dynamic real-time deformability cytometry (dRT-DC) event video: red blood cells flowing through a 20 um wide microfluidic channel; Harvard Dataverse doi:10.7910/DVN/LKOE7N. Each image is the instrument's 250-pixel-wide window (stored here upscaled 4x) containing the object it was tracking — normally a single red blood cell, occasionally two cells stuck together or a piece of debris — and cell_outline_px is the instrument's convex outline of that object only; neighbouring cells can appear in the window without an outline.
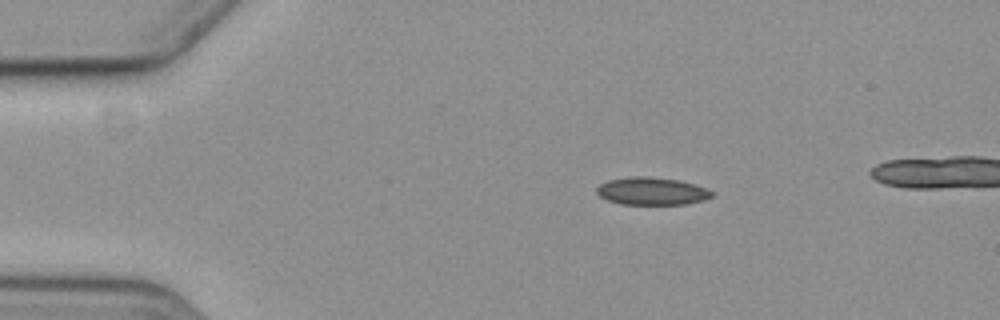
{"species": "common noctule bat (a hibernating species)", "species_latin": "Nyctalus noctula", "temperature_condition": "cold", "stored_images_in_passage": 4, "camera_frame_rate_fps": 3000, "um_per_image_px": 0.085, "animal": {"sex": "female", "body_mass_g": 19.3, "forearm_length_mm": 54.1}, "frame": {"image": 1, "passage_image": 1, "time_ms": 0.0, "image_size_px": [1000, 320], "cell_outline_px": [[716, 196], [704, 200], [684, 204], [620, 204], [608, 200], [600, 196], [596, 192], [596, 188], [600, 184], [608, 180], [628, 176], [648, 176], [680, 180], [708, 188], [716, 192]], "centroid_in_image_um": [55.45, 16.24], "position_along_channel_um": 29.5, "area_um2": 18.84}}